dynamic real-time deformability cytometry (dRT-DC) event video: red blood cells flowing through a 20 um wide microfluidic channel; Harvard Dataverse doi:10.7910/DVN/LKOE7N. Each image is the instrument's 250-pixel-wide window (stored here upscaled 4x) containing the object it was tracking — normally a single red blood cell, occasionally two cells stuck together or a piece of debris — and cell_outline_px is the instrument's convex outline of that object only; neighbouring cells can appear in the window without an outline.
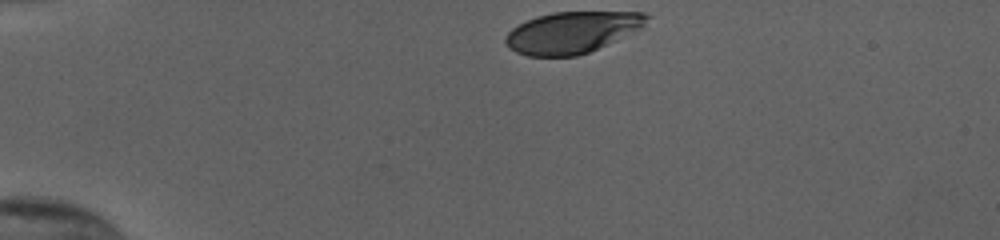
{"species": "human", "species_latin": "Homo sapiens", "temperature_condition": "cold", "stored_images_in_passage": 34, "camera_frame_rate_fps": 3000, "um_per_image_px": 0.085, "donor": {"sex": "female"}, "frame": {"image": 1, "passage_image": 1, "time_ms": 0.0, "image_size_px": [1000, 240], "cell_outline_px": [[652, 16], [644, 28], [588, 52], [576, 56], [528, 56], [516, 52], [508, 48], [504, 40], [504, 36], [512, 28], [536, 16], [552, 12], [644, 12]], "centroid_in_image_um": [48.65, 2.74], "position_along_channel_um": 36.3, "area_um2": 34.33}}
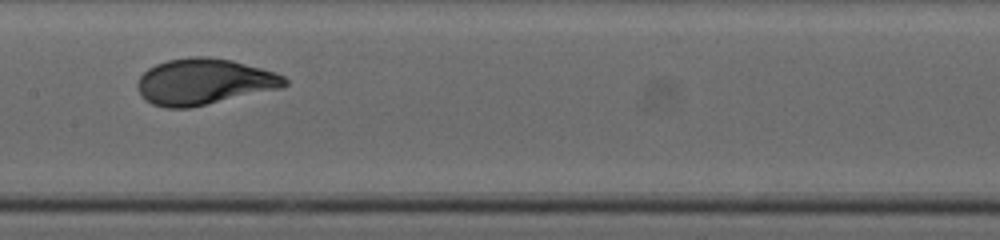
{"frame": {"image": 2, "passage_image": 18, "time_ms": 5.667, "image_size_px": [1000, 240], "cell_outline_px": [[288, 84], [284, 88], [188, 108], [164, 108], [152, 104], [144, 100], [136, 84], [140, 76], [148, 68], [156, 64], [168, 60], [188, 56], [208, 56], [232, 60], [260, 68], [284, 76], [288, 80]], "centroid_in_image_um": [17.34, 6.94], "position_along_channel_um": 190.1, "area_um2": 39.71}}
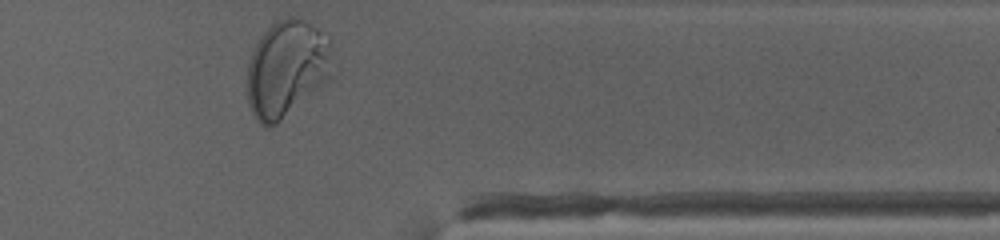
{"frame": {"image": 3, "passage_image": 34, "time_ms": 11.0, "image_size_px": [1000, 240], "cell_outline_px": [[332, 80], [276, 124], [268, 128], [260, 124], [256, 120], [248, 104], [248, 64], [252, 52], [260, 36], [276, 20], [288, 16], [292, 16], [304, 20], [316, 28], [332, 40]], "centroid_in_image_um": [24.42, 5.85], "position_along_channel_um": 387.0, "area_um2": 48.78}, "authors_computed_cell_mechanics": {"area_um2": 38.2925, "velocity_mm_per_s": 3.8276, "shape_relaxation_time_tau1_ms": 3.6065, "shape_relaxation_time_tau2_ms": null, "deformation_change_tau1": 0.1787, "deformation_change_tau2": null}}